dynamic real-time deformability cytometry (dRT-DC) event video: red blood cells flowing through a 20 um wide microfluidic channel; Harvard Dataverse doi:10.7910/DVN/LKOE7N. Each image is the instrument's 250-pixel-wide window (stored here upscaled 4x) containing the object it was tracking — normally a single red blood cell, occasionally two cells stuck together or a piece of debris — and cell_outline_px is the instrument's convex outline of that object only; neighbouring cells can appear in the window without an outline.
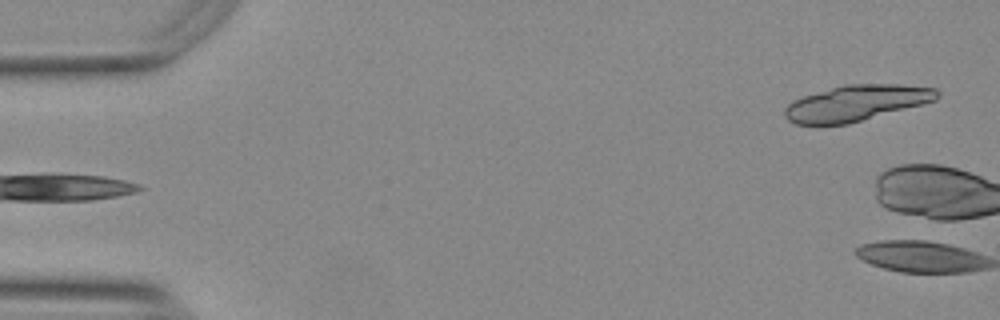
{"species": "Egyptian fruit bat (a non-hibernating species)", "species_latin": "Rousettus aegyptiacus", "temperature_condition": "warm", "stored_images_in_passage": 2, "camera_frame_rate_fps": 3000, "um_per_image_px": 0.085, "animal": {"sex": "female"}, "frame": {"image": 1, "passage_image": 1, "time_ms": 0.0, "image_size_px": [1000, 320], "cell_outline_px": [[940, 96], [936, 100], [848, 124], [796, 124], [788, 120], [784, 116], [784, 108], [792, 100], [804, 96], [844, 84], [904, 84], [936, 88], [940, 92]], "centroid_in_image_um": [72.79, 8.74], "position_along_channel_um": 12.2, "area_um2": 31.67}}